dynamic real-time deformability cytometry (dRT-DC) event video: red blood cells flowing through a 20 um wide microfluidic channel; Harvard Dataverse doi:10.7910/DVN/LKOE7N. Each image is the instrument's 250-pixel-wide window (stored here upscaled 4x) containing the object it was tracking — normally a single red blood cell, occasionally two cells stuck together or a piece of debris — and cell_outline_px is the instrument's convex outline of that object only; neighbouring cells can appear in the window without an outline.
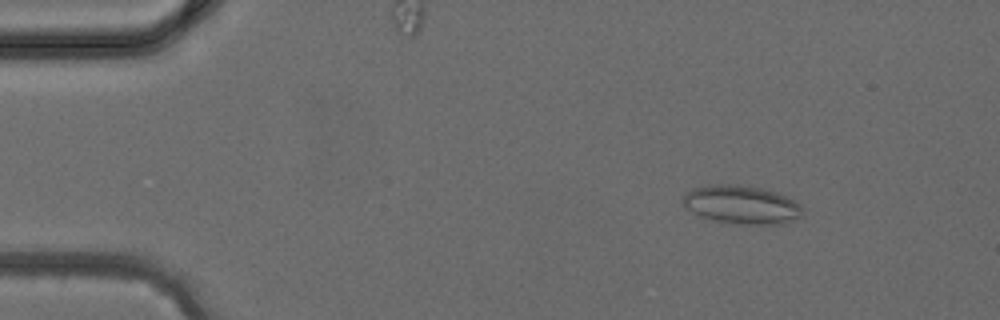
{"species": "common noctule bat (a hibernating species)", "species_latin": "Nyctalus noctula", "temperature_condition": "cold", "stored_images_in_passage": 38, "camera_frame_rate_fps": 3000, "um_per_image_px": 0.085, "animal": {"sex": "female", "body_mass_g": 24.6, "forearm_length_mm": 56.2}, "frame": {"image": 1, "passage_image": 5, "time_ms": 1.333, "image_size_px": [1000, 320], "cell_outline_px": [[800, 216], [796, 220], [784, 224], [740, 224], [700, 216], [684, 208], [680, 204], [680, 200], [692, 188], [712, 184], [740, 184], [768, 188], [800, 204]], "centroid_in_image_um": [62.99, 17.37], "position_along_channel_um": 22.0, "area_um2": 26.93}}
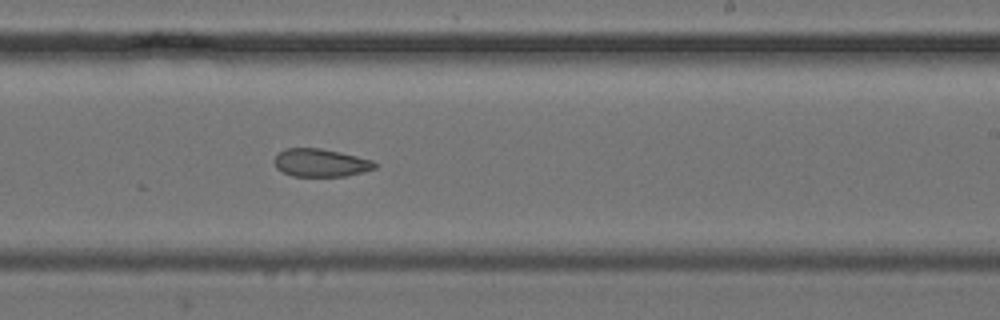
{"frame": {"image": 2, "passage_image": 23, "time_ms": 7.333, "image_size_px": [1000, 320], "cell_outline_px": [[380, 164], [376, 168], [364, 172], [348, 176], [292, 176], [276, 168], [272, 160], [284, 148], [320, 148], [340, 152], [372, 160]], "centroid_in_image_um": [27.28, 13.84], "position_along_channel_um": 261.7, "area_um2": 16.53}}
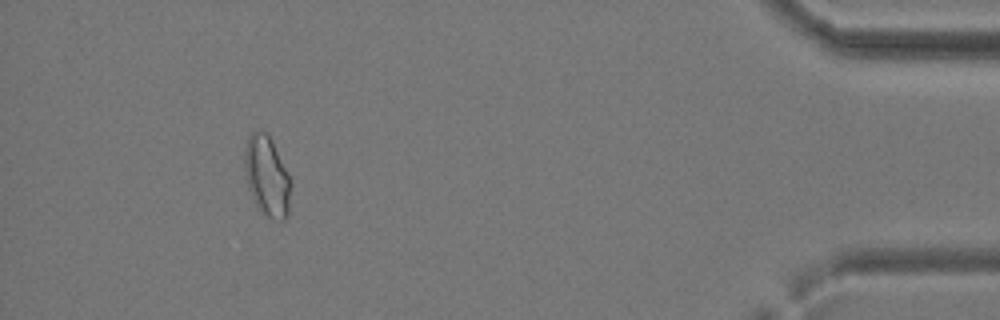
{"frame": {"image": 3, "passage_image": 35, "time_ms": 11.333, "image_size_px": [1000, 320], "cell_outline_px": [[292, 184], [288, 216], [284, 220], [272, 220], [256, 204], [248, 188], [244, 176], [244, 152], [248, 136], [252, 132], [264, 132], [268, 136]], "centroid_in_image_um": [22.67, 15.04], "position_along_channel_um": 412.5, "area_um2": 21.15}}